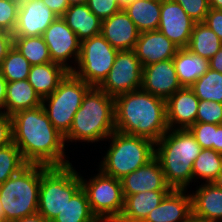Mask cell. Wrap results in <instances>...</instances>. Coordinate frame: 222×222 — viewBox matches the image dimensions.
Returning <instances> with one entry per match:
<instances>
[{
  "label": "cell",
  "instance_id": "836d02e7",
  "mask_svg": "<svg viewBox=\"0 0 222 222\" xmlns=\"http://www.w3.org/2000/svg\"><path fill=\"white\" fill-rule=\"evenodd\" d=\"M26 165L20 149L14 143L0 148V184L17 174Z\"/></svg>",
  "mask_w": 222,
  "mask_h": 222
},
{
  "label": "cell",
  "instance_id": "52a82bcc",
  "mask_svg": "<svg viewBox=\"0 0 222 222\" xmlns=\"http://www.w3.org/2000/svg\"><path fill=\"white\" fill-rule=\"evenodd\" d=\"M49 167L41 175L38 213L51 222L81 188L80 172L73 166Z\"/></svg>",
  "mask_w": 222,
  "mask_h": 222
},
{
  "label": "cell",
  "instance_id": "f35d334b",
  "mask_svg": "<svg viewBox=\"0 0 222 222\" xmlns=\"http://www.w3.org/2000/svg\"><path fill=\"white\" fill-rule=\"evenodd\" d=\"M87 6L99 19L104 20L123 9L118 0H87Z\"/></svg>",
  "mask_w": 222,
  "mask_h": 222
},
{
  "label": "cell",
  "instance_id": "7402d4cb",
  "mask_svg": "<svg viewBox=\"0 0 222 222\" xmlns=\"http://www.w3.org/2000/svg\"><path fill=\"white\" fill-rule=\"evenodd\" d=\"M68 72L62 65L55 62L32 65L27 80L43 99L57 89L58 84Z\"/></svg>",
  "mask_w": 222,
  "mask_h": 222
},
{
  "label": "cell",
  "instance_id": "7a4b0ae2",
  "mask_svg": "<svg viewBox=\"0 0 222 222\" xmlns=\"http://www.w3.org/2000/svg\"><path fill=\"white\" fill-rule=\"evenodd\" d=\"M115 130L156 143L168 130L166 100L142 88L114 98Z\"/></svg>",
  "mask_w": 222,
  "mask_h": 222
},
{
  "label": "cell",
  "instance_id": "9a60e30c",
  "mask_svg": "<svg viewBox=\"0 0 222 222\" xmlns=\"http://www.w3.org/2000/svg\"><path fill=\"white\" fill-rule=\"evenodd\" d=\"M141 88L165 100L182 88L173 59L144 66Z\"/></svg>",
  "mask_w": 222,
  "mask_h": 222
},
{
  "label": "cell",
  "instance_id": "e0dca14e",
  "mask_svg": "<svg viewBox=\"0 0 222 222\" xmlns=\"http://www.w3.org/2000/svg\"><path fill=\"white\" fill-rule=\"evenodd\" d=\"M123 196L145 191L172 190L159 161L154 157L146 165L138 168L121 179Z\"/></svg>",
  "mask_w": 222,
  "mask_h": 222
},
{
  "label": "cell",
  "instance_id": "30bf717a",
  "mask_svg": "<svg viewBox=\"0 0 222 222\" xmlns=\"http://www.w3.org/2000/svg\"><path fill=\"white\" fill-rule=\"evenodd\" d=\"M118 50L100 34L81 41L80 55L72 73L91 87H99L112 69Z\"/></svg>",
  "mask_w": 222,
  "mask_h": 222
},
{
  "label": "cell",
  "instance_id": "b9f144b4",
  "mask_svg": "<svg viewBox=\"0 0 222 222\" xmlns=\"http://www.w3.org/2000/svg\"><path fill=\"white\" fill-rule=\"evenodd\" d=\"M13 47V35L10 32L0 30V65L8 51Z\"/></svg>",
  "mask_w": 222,
  "mask_h": 222
},
{
  "label": "cell",
  "instance_id": "ac0fdd59",
  "mask_svg": "<svg viewBox=\"0 0 222 222\" xmlns=\"http://www.w3.org/2000/svg\"><path fill=\"white\" fill-rule=\"evenodd\" d=\"M139 34L123 9L101 22V35L118 51L134 50Z\"/></svg>",
  "mask_w": 222,
  "mask_h": 222
},
{
  "label": "cell",
  "instance_id": "e575fe53",
  "mask_svg": "<svg viewBox=\"0 0 222 222\" xmlns=\"http://www.w3.org/2000/svg\"><path fill=\"white\" fill-rule=\"evenodd\" d=\"M218 124L196 122L188 130L195 137L202 149H213L216 144V129Z\"/></svg>",
  "mask_w": 222,
  "mask_h": 222
},
{
  "label": "cell",
  "instance_id": "9c48e42d",
  "mask_svg": "<svg viewBox=\"0 0 222 222\" xmlns=\"http://www.w3.org/2000/svg\"><path fill=\"white\" fill-rule=\"evenodd\" d=\"M98 173L88 179L80 173L81 187L85 191L91 210L100 222L120 216L124 207V196L120 179Z\"/></svg>",
  "mask_w": 222,
  "mask_h": 222
},
{
  "label": "cell",
  "instance_id": "681fc988",
  "mask_svg": "<svg viewBox=\"0 0 222 222\" xmlns=\"http://www.w3.org/2000/svg\"><path fill=\"white\" fill-rule=\"evenodd\" d=\"M209 7L217 10H222V0H208Z\"/></svg>",
  "mask_w": 222,
  "mask_h": 222
},
{
  "label": "cell",
  "instance_id": "4dcf8cb0",
  "mask_svg": "<svg viewBox=\"0 0 222 222\" xmlns=\"http://www.w3.org/2000/svg\"><path fill=\"white\" fill-rule=\"evenodd\" d=\"M13 46L31 65L52 62L49 49L42 36L13 37Z\"/></svg>",
  "mask_w": 222,
  "mask_h": 222
},
{
  "label": "cell",
  "instance_id": "277c9868",
  "mask_svg": "<svg viewBox=\"0 0 222 222\" xmlns=\"http://www.w3.org/2000/svg\"><path fill=\"white\" fill-rule=\"evenodd\" d=\"M115 131L114 98L99 87H91L84 95L69 132L64 136L67 148L75 142L101 144ZM102 141V142H101ZM70 142V144H69Z\"/></svg>",
  "mask_w": 222,
  "mask_h": 222
},
{
  "label": "cell",
  "instance_id": "ab89813d",
  "mask_svg": "<svg viewBox=\"0 0 222 222\" xmlns=\"http://www.w3.org/2000/svg\"><path fill=\"white\" fill-rule=\"evenodd\" d=\"M13 143L12 118L0 112V148Z\"/></svg>",
  "mask_w": 222,
  "mask_h": 222
},
{
  "label": "cell",
  "instance_id": "f546056e",
  "mask_svg": "<svg viewBox=\"0 0 222 222\" xmlns=\"http://www.w3.org/2000/svg\"><path fill=\"white\" fill-rule=\"evenodd\" d=\"M51 222H100L93 214L82 187L72 196L62 211Z\"/></svg>",
  "mask_w": 222,
  "mask_h": 222
},
{
  "label": "cell",
  "instance_id": "74e56055",
  "mask_svg": "<svg viewBox=\"0 0 222 222\" xmlns=\"http://www.w3.org/2000/svg\"><path fill=\"white\" fill-rule=\"evenodd\" d=\"M180 4L182 9L195 22H203L209 12L208 0H173Z\"/></svg>",
  "mask_w": 222,
  "mask_h": 222
},
{
  "label": "cell",
  "instance_id": "8992f818",
  "mask_svg": "<svg viewBox=\"0 0 222 222\" xmlns=\"http://www.w3.org/2000/svg\"><path fill=\"white\" fill-rule=\"evenodd\" d=\"M48 168L39 164H27L0 184V203L6 222L38 213L41 175Z\"/></svg>",
  "mask_w": 222,
  "mask_h": 222
},
{
  "label": "cell",
  "instance_id": "3957f363",
  "mask_svg": "<svg viewBox=\"0 0 222 222\" xmlns=\"http://www.w3.org/2000/svg\"><path fill=\"white\" fill-rule=\"evenodd\" d=\"M201 150L202 147L188 129H169L155 143V158L171 189L192 190V168Z\"/></svg>",
  "mask_w": 222,
  "mask_h": 222
},
{
  "label": "cell",
  "instance_id": "bcb514c9",
  "mask_svg": "<svg viewBox=\"0 0 222 222\" xmlns=\"http://www.w3.org/2000/svg\"><path fill=\"white\" fill-rule=\"evenodd\" d=\"M11 222H48L42 215L39 213L30 215V216H25L23 218L11 221Z\"/></svg>",
  "mask_w": 222,
  "mask_h": 222
},
{
  "label": "cell",
  "instance_id": "d6a6232c",
  "mask_svg": "<svg viewBox=\"0 0 222 222\" xmlns=\"http://www.w3.org/2000/svg\"><path fill=\"white\" fill-rule=\"evenodd\" d=\"M28 60L13 46L0 65V72L7 82L28 78L31 69Z\"/></svg>",
  "mask_w": 222,
  "mask_h": 222
},
{
  "label": "cell",
  "instance_id": "d590c367",
  "mask_svg": "<svg viewBox=\"0 0 222 222\" xmlns=\"http://www.w3.org/2000/svg\"><path fill=\"white\" fill-rule=\"evenodd\" d=\"M196 122L222 124V103L200 100Z\"/></svg>",
  "mask_w": 222,
  "mask_h": 222
},
{
  "label": "cell",
  "instance_id": "60d3db41",
  "mask_svg": "<svg viewBox=\"0 0 222 222\" xmlns=\"http://www.w3.org/2000/svg\"><path fill=\"white\" fill-rule=\"evenodd\" d=\"M203 23H205L222 41V10L210 8Z\"/></svg>",
  "mask_w": 222,
  "mask_h": 222
},
{
  "label": "cell",
  "instance_id": "7c38bea8",
  "mask_svg": "<svg viewBox=\"0 0 222 222\" xmlns=\"http://www.w3.org/2000/svg\"><path fill=\"white\" fill-rule=\"evenodd\" d=\"M52 62L72 72L80 55L81 41L62 17H57L42 34Z\"/></svg>",
  "mask_w": 222,
  "mask_h": 222
},
{
  "label": "cell",
  "instance_id": "cb8c5ba5",
  "mask_svg": "<svg viewBox=\"0 0 222 222\" xmlns=\"http://www.w3.org/2000/svg\"><path fill=\"white\" fill-rule=\"evenodd\" d=\"M41 104V97L27 79L7 82L4 108V113L7 115L12 116L19 111L32 109Z\"/></svg>",
  "mask_w": 222,
  "mask_h": 222
},
{
  "label": "cell",
  "instance_id": "1f68e13d",
  "mask_svg": "<svg viewBox=\"0 0 222 222\" xmlns=\"http://www.w3.org/2000/svg\"><path fill=\"white\" fill-rule=\"evenodd\" d=\"M190 88L199 100L222 103V73L220 72L209 68Z\"/></svg>",
  "mask_w": 222,
  "mask_h": 222
},
{
  "label": "cell",
  "instance_id": "7bdbcfd3",
  "mask_svg": "<svg viewBox=\"0 0 222 222\" xmlns=\"http://www.w3.org/2000/svg\"><path fill=\"white\" fill-rule=\"evenodd\" d=\"M43 3L50 8L58 17H62L69 7L67 0H43Z\"/></svg>",
  "mask_w": 222,
  "mask_h": 222
},
{
  "label": "cell",
  "instance_id": "7dc6e473",
  "mask_svg": "<svg viewBox=\"0 0 222 222\" xmlns=\"http://www.w3.org/2000/svg\"><path fill=\"white\" fill-rule=\"evenodd\" d=\"M214 150L222 154V124L216 129V144H214Z\"/></svg>",
  "mask_w": 222,
  "mask_h": 222
},
{
  "label": "cell",
  "instance_id": "f1b7e54d",
  "mask_svg": "<svg viewBox=\"0 0 222 222\" xmlns=\"http://www.w3.org/2000/svg\"><path fill=\"white\" fill-rule=\"evenodd\" d=\"M222 171V154L213 149H202L196 157L192 173L195 183H212Z\"/></svg>",
  "mask_w": 222,
  "mask_h": 222
},
{
  "label": "cell",
  "instance_id": "484cf974",
  "mask_svg": "<svg viewBox=\"0 0 222 222\" xmlns=\"http://www.w3.org/2000/svg\"><path fill=\"white\" fill-rule=\"evenodd\" d=\"M182 87H190L209 70V60L192 53L188 48H179L172 58Z\"/></svg>",
  "mask_w": 222,
  "mask_h": 222
},
{
  "label": "cell",
  "instance_id": "f5cc1de1",
  "mask_svg": "<svg viewBox=\"0 0 222 222\" xmlns=\"http://www.w3.org/2000/svg\"><path fill=\"white\" fill-rule=\"evenodd\" d=\"M69 3V6L71 5H77V4H86L87 0H67Z\"/></svg>",
  "mask_w": 222,
  "mask_h": 222
},
{
  "label": "cell",
  "instance_id": "ffe728a7",
  "mask_svg": "<svg viewBox=\"0 0 222 222\" xmlns=\"http://www.w3.org/2000/svg\"><path fill=\"white\" fill-rule=\"evenodd\" d=\"M188 190L172 189L143 222H185L192 213Z\"/></svg>",
  "mask_w": 222,
  "mask_h": 222
},
{
  "label": "cell",
  "instance_id": "db71d44e",
  "mask_svg": "<svg viewBox=\"0 0 222 222\" xmlns=\"http://www.w3.org/2000/svg\"><path fill=\"white\" fill-rule=\"evenodd\" d=\"M133 0H118L119 5L124 8L127 4L131 3Z\"/></svg>",
  "mask_w": 222,
  "mask_h": 222
},
{
  "label": "cell",
  "instance_id": "6da1fadb",
  "mask_svg": "<svg viewBox=\"0 0 222 222\" xmlns=\"http://www.w3.org/2000/svg\"><path fill=\"white\" fill-rule=\"evenodd\" d=\"M11 118L13 143L27 164L63 167L74 162L66 154L64 136L54 128L42 105L19 111Z\"/></svg>",
  "mask_w": 222,
  "mask_h": 222
},
{
  "label": "cell",
  "instance_id": "f907efd6",
  "mask_svg": "<svg viewBox=\"0 0 222 222\" xmlns=\"http://www.w3.org/2000/svg\"><path fill=\"white\" fill-rule=\"evenodd\" d=\"M104 222H137V221H130L121 216H117V217L110 218Z\"/></svg>",
  "mask_w": 222,
  "mask_h": 222
},
{
  "label": "cell",
  "instance_id": "5bb4252c",
  "mask_svg": "<svg viewBox=\"0 0 222 222\" xmlns=\"http://www.w3.org/2000/svg\"><path fill=\"white\" fill-rule=\"evenodd\" d=\"M195 21L173 0H161L158 31L179 48H187Z\"/></svg>",
  "mask_w": 222,
  "mask_h": 222
},
{
  "label": "cell",
  "instance_id": "8fae6325",
  "mask_svg": "<svg viewBox=\"0 0 222 222\" xmlns=\"http://www.w3.org/2000/svg\"><path fill=\"white\" fill-rule=\"evenodd\" d=\"M143 66L134 50L118 51L112 69L99 86L110 97L140 89L142 87Z\"/></svg>",
  "mask_w": 222,
  "mask_h": 222
},
{
  "label": "cell",
  "instance_id": "9f6ffc18",
  "mask_svg": "<svg viewBox=\"0 0 222 222\" xmlns=\"http://www.w3.org/2000/svg\"><path fill=\"white\" fill-rule=\"evenodd\" d=\"M0 222H6L3 218H0Z\"/></svg>",
  "mask_w": 222,
  "mask_h": 222
},
{
  "label": "cell",
  "instance_id": "2e32d148",
  "mask_svg": "<svg viewBox=\"0 0 222 222\" xmlns=\"http://www.w3.org/2000/svg\"><path fill=\"white\" fill-rule=\"evenodd\" d=\"M199 98L190 87H182L166 100L169 129H189L196 123Z\"/></svg>",
  "mask_w": 222,
  "mask_h": 222
},
{
  "label": "cell",
  "instance_id": "ba28073f",
  "mask_svg": "<svg viewBox=\"0 0 222 222\" xmlns=\"http://www.w3.org/2000/svg\"><path fill=\"white\" fill-rule=\"evenodd\" d=\"M90 88L91 86L84 80L68 72L58 84L57 89L42 99L41 105L48 119L63 136L69 132L74 115Z\"/></svg>",
  "mask_w": 222,
  "mask_h": 222
},
{
  "label": "cell",
  "instance_id": "5b68a950",
  "mask_svg": "<svg viewBox=\"0 0 222 222\" xmlns=\"http://www.w3.org/2000/svg\"><path fill=\"white\" fill-rule=\"evenodd\" d=\"M105 141L109 146L105 144V149L108 148L96 166L104 174L116 179L121 180L155 157V143L145 137L115 130Z\"/></svg>",
  "mask_w": 222,
  "mask_h": 222
},
{
  "label": "cell",
  "instance_id": "8d00e7d4",
  "mask_svg": "<svg viewBox=\"0 0 222 222\" xmlns=\"http://www.w3.org/2000/svg\"><path fill=\"white\" fill-rule=\"evenodd\" d=\"M20 0H0V30L13 33Z\"/></svg>",
  "mask_w": 222,
  "mask_h": 222
},
{
  "label": "cell",
  "instance_id": "4fadbf2b",
  "mask_svg": "<svg viewBox=\"0 0 222 222\" xmlns=\"http://www.w3.org/2000/svg\"><path fill=\"white\" fill-rule=\"evenodd\" d=\"M58 16L43 0H20L13 37L42 36Z\"/></svg>",
  "mask_w": 222,
  "mask_h": 222
},
{
  "label": "cell",
  "instance_id": "ee69618b",
  "mask_svg": "<svg viewBox=\"0 0 222 222\" xmlns=\"http://www.w3.org/2000/svg\"><path fill=\"white\" fill-rule=\"evenodd\" d=\"M209 67L212 70L222 73V47L219 51L209 60Z\"/></svg>",
  "mask_w": 222,
  "mask_h": 222
},
{
  "label": "cell",
  "instance_id": "f6af8a7d",
  "mask_svg": "<svg viewBox=\"0 0 222 222\" xmlns=\"http://www.w3.org/2000/svg\"><path fill=\"white\" fill-rule=\"evenodd\" d=\"M7 81L0 72V112H4Z\"/></svg>",
  "mask_w": 222,
  "mask_h": 222
},
{
  "label": "cell",
  "instance_id": "83f0119b",
  "mask_svg": "<svg viewBox=\"0 0 222 222\" xmlns=\"http://www.w3.org/2000/svg\"><path fill=\"white\" fill-rule=\"evenodd\" d=\"M222 47V41L205 23L195 22L188 49L207 60H210Z\"/></svg>",
  "mask_w": 222,
  "mask_h": 222
},
{
  "label": "cell",
  "instance_id": "816d5d0a",
  "mask_svg": "<svg viewBox=\"0 0 222 222\" xmlns=\"http://www.w3.org/2000/svg\"><path fill=\"white\" fill-rule=\"evenodd\" d=\"M212 183L215 184L220 190H222V171Z\"/></svg>",
  "mask_w": 222,
  "mask_h": 222
},
{
  "label": "cell",
  "instance_id": "603a6c76",
  "mask_svg": "<svg viewBox=\"0 0 222 222\" xmlns=\"http://www.w3.org/2000/svg\"><path fill=\"white\" fill-rule=\"evenodd\" d=\"M62 18L80 41L101 33L102 20L91 12L87 4L69 6Z\"/></svg>",
  "mask_w": 222,
  "mask_h": 222
},
{
  "label": "cell",
  "instance_id": "11a10c76",
  "mask_svg": "<svg viewBox=\"0 0 222 222\" xmlns=\"http://www.w3.org/2000/svg\"><path fill=\"white\" fill-rule=\"evenodd\" d=\"M0 218H3V211H2L1 203H0Z\"/></svg>",
  "mask_w": 222,
  "mask_h": 222
},
{
  "label": "cell",
  "instance_id": "44dd1931",
  "mask_svg": "<svg viewBox=\"0 0 222 222\" xmlns=\"http://www.w3.org/2000/svg\"><path fill=\"white\" fill-rule=\"evenodd\" d=\"M198 184L195 191L189 190L192 213L212 222H222V190L213 183Z\"/></svg>",
  "mask_w": 222,
  "mask_h": 222
},
{
  "label": "cell",
  "instance_id": "4316f807",
  "mask_svg": "<svg viewBox=\"0 0 222 222\" xmlns=\"http://www.w3.org/2000/svg\"><path fill=\"white\" fill-rule=\"evenodd\" d=\"M123 10L134 22L140 33L158 30L161 0H133Z\"/></svg>",
  "mask_w": 222,
  "mask_h": 222
},
{
  "label": "cell",
  "instance_id": "d6986e66",
  "mask_svg": "<svg viewBox=\"0 0 222 222\" xmlns=\"http://www.w3.org/2000/svg\"><path fill=\"white\" fill-rule=\"evenodd\" d=\"M179 47L158 30L141 32L134 51L142 66L172 59Z\"/></svg>",
  "mask_w": 222,
  "mask_h": 222
},
{
  "label": "cell",
  "instance_id": "c3c4849f",
  "mask_svg": "<svg viewBox=\"0 0 222 222\" xmlns=\"http://www.w3.org/2000/svg\"><path fill=\"white\" fill-rule=\"evenodd\" d=\"M185 222H212V221H209L205 218L198 217L195 214L191 213Z\"/></svg>",
  "mask_w": 222,
  "mask_h": 222
},
{
  "label": "cell",
  "instance_id": "d4e9b609",
  "mask_svg": "<svg viewBox=\"0 0 222 222\" xmlns=\"http://www.w3.org/2000/svg\"><path fill=\"white\" fill-rule=\"evenodd\" d=\"M171 190L145 191L124 197L121 217L143 222L147 215L156 208Z\"/></svg>",
  "mask_w": 222,
  "mask_h": 222
}]
</instances>
